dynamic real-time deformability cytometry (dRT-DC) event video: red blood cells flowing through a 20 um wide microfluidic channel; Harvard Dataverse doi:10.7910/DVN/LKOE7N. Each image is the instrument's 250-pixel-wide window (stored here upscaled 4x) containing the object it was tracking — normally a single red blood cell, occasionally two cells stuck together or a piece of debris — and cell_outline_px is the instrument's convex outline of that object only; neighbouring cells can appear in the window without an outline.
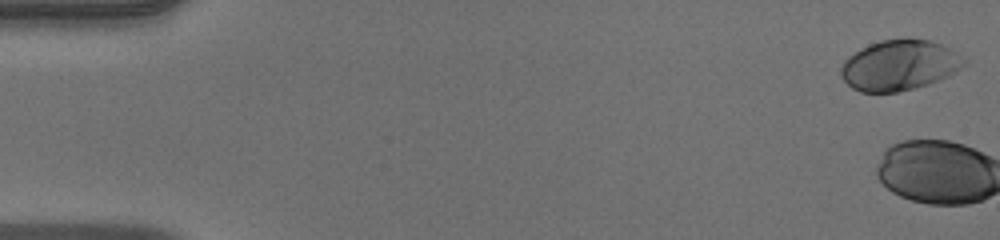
{"species": "human", "species_latin": "Homo sapiens", "temperature_condition": "warm", "stored_images_in_passage": 3, "camera_frame_rate_fps": 3000, "um_per_image_px": 0.085, "donor": {"sex": "male"}, "frame": {"image": 1, "passage_image": 1, "time_ms": 0.0, "image_size_px": [1000, 240], "cell_outline_px": [[968, 60], [960, 68], [948, 76], [928, 84], [896, 92], [860, 92], [852, 88], [840, 76], [840, 68], [844, 60], [848, 56], [860, 48], [868, 44], [880, 40], [908, 36], [928, 40], [940, 44], [948, 48]], "centroid_in_image_um": [76.41, 5.51], "position_along_channel_um": 8.6, "area_um2": 36.47}}